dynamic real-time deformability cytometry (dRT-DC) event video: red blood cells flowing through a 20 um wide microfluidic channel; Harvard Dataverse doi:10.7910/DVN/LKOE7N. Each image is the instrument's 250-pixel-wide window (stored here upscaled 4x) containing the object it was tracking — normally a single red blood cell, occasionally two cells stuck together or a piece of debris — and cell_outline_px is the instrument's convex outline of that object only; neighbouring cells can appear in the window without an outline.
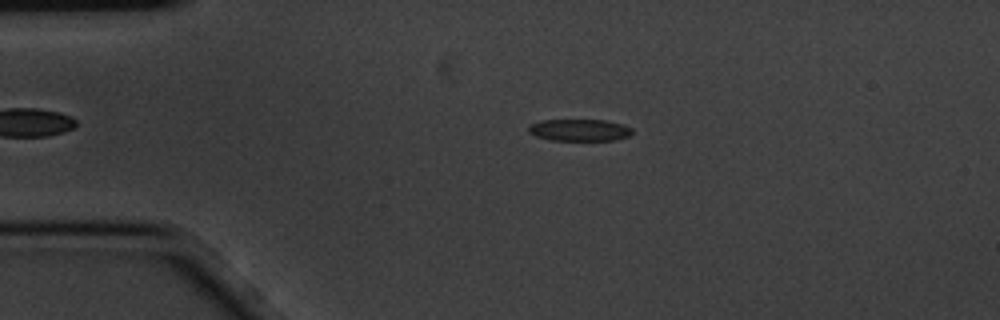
{"species": "common noctule bat (a hibernating species)", "species_latin": "Nyctalus noctula", "temperature_condition": "cold", "stored_images_in_passage": 4, "camera_frame_rate_fps": 3000, "um_per_image_px": 0.085, "animal": {"sex": "male", "body_mass_g": 20.1, "forearm_length_mm": 53.5}, "frame": {"image": 1, "passage_image": 3, "time_ms": 0.667, "image_size_px": [1000, 320], "cell_outline_px": [[632, 132], [628, 136], [616, 140], [552, 140], [536, 136], [528, 132], [528, 128], [532, 124], [540, 120], [604, 120], [620, 124], [632, 128]], "centroid_in_image_um": [49.24, 11.05], "position_along_channel_um": 35.8, "area_um2": 13.06}}